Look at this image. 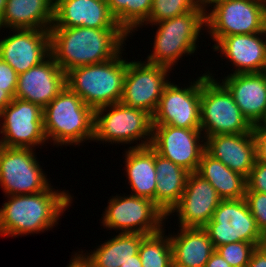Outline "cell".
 I'll return each mask as SVG.
<instances>
[{
	"mask_svg": "<svg viewBox=\"0 0 266 267\" xmlns=\"http://www.w3.org/2000/svg\"><path fill=\"white\" fill-rule=\"evenodd\" d=\"M49 35L50 55L65 73L117 57L123 53L124 40L129 37L123 29L87 27H51Z\"/></svg>",
	"mask_w": 266,
	"mask_h": 267,
	"instance_id": "1",
	"label": "cell"
},
{
	"mask_svg": "<svg viewBox=\"0 0 266 267\" xmlns=\"http://www.w3.org/2000/svg\"><path fill=\"white\" fill-rule=\"evenodd\" d=\"M0 208V235L40 233L58 224L59 217L72 203V197L50 186L35 194L10 195Z\"/></svg>",
	"mask_w": 266,
	"mask_h": 267,
	"instance_id": "2",
	"label": "cell"
},
{
	"mask_svg": "<svg viewBox=\"0 0 266 267\" xmlns=\"http://www.w3.org/2000/svg\"><path fill=\"white\" fill-rule=\"evenodd\" d=\"M94 122L95 110L67 86L43 109L46 140L58 146L93 141Z\"/></svg>",
	"mask_w": 266,
	"mask_h": 267,
	"instance_id": "3",
	"label": "cell"
},
{
	"mask_svg": "<svg viewBox=\"0 0 266 267\" xmlns=\"http://www.w3.org/2000/svg\"><path fill=\"white\" fill-rule=\"evenodd\" d=\"M121 54L102 63L70 69L66 72V86L94 110L119 103L128 65Z\"/></svg>",
	"mask_w": 266,
	"mask_h": 267,
	"instance_id": "4",
	"label": "cell"
},
{
	"mask_svg": "<svg viewBox=\"0 0 266 267\" xmlns=\"http://www.w3.org/2000/svg\"><path fill=\"white\" fill-rule=\"evenodd\" d=\"M228 89L210 72L201 76L200 130L204 137L252 132Z\"/></svg>",
	"mask_w": 266,
	"mask_h": 267,
	"instance_id": "5",
	"label": "cell"
},
{
	"mask_svg": "<svg viewBox=\"0 0 266 267\" xmlns=\"http://www.w3.org/2000/svg\"><path fill=\"white\" fill-rule=\"evenodd\" d=\"M205 11L202 8L170 19L162 20L154 38L153 53L148 55V63L162 65L172 70L177 60L190 55L197 49L200 30L205 27ZM187 53V54H186Z\"/></svg>",
	"mask_w": 266,
	"mask_h": 267,
	"instance_id": "6",
	"label": "cell"
},
{
	"mask_svg": "<svg viewBox=\"0 0 266 267\" xmlns=\"http://www.w3.org/2000/svg\"><path fill=\"white\" fill-rule=\"evenodd\" d=\"M152 131V115L142 109L121 102L95 109L94 141L129 144L144 138L132 148L146 147L151 145Z\"/></svg>",
	"mask_w": 266,
	"mask_h": 267,
	"instance_id": "7",
	"label": "cell"
},
{
	"mask_svg": "<svg viewBox=\"0 0 266 267\" xmlns=\"http://www.w3.org/2000/svg\"><path fill=\"white\" fill-rule=\"evenodd\" d=\"M205 13L210 37L266 32V0H221Z\"/></svg>",
	"mask_w": 266,
	"mask_h": 267,
	"instance_id": "8",
	"label": "cell"
},
{
	"mask_svg": "<svg viewBox=\"0 0 266 267\" xmlns=\"http://www.w3.org/2000/svg\"><path fill=\"white\" fill-rule=\"evenodd\" d=\"M102 217L106 228L121 230L120 233L151 235L160 232L162 222L168 217L154 201L134 195L115 196L109 200Z\"/></svg>",
	"mask_w": 266,
	"mask_h": 267,
	"instance_id": "9",
	"label": "cell"
},
{
	"mask_svg": "<svg viewBox=\"0 0 266 267\" xmlns=\"http://www.w3.org/2000/svg\"><path fill=\"white\" fill-rule=\"evenodd\" d=\"M214 248L239 241L263 244L259 230L245 198L221 200L212 219L203 227Z\"/></svg>",
	"mask_w": 266,
	"mask_h": 267,
	"instance_id": "10",
	"label": "cell"
},
{
	"mask_svg": "<svg viewBox=\"0 0 266 267\" xmlns=\"http://www.w3.org/2000/svg\"><path fill=\"white\" fill-rule=\"evenodd\" d=\"M33 150L4 146L0 151V186L5 196L35 194L51 186Z\"/></svg>",
	"mask_w": 266,
	"mask_h": 267,
	"instance_id": "11",
	"label": "cell"
},
{
	"mask_svg": "<svg viewBox=\"0 0 266 267\" xmlns=\"http://www.w3.org/2000/svg\"><path fill=\"white\" fill-rule=\"evenodd\" d=\"M170 68L140 61L128 62L120 102L153 115L157 109ZM169 81V82H168Z\"/></svg>",
	"mask_w": 266,
	"mask_h": 267,
	"instance_id": "12",
	"label": "cell"
},
{
	"mask_svg": "<svg viewBox=\"0 0 266 267\" xmlns=\"http://www.w3.org/2000/svg\"><path fill=\"white\" fill-rule=\"evenodd\" d=\"M0 119H3L0 133L5 147L34 149L46 141L43 109L37 104L14 97L0 112Z\"/></svg>",
	"mask_w": 266,
	"mask_h": 267,
	"instance_id": "13",
	"label": "cell"
},
{
	"mask_svg": "<svg viewBox=\"0 0 266 267\" xmlns=\"http://www.w3.org/2000/svg\"><path fill=\"white\" fill-rule=\"evenodd\" d=\"M190 83L180 88L170 81L152 115L153 125L200 129L201 76Z\"/></svg>",
	"mask_w": 266,
	"mask_h": 267,
	"instance_id": "14",
	"label": "cell"
},
{
	"mask_svg": "<svg viewBox=\"0 0 266 267\" xmlns=\"http://www.w3.org/2000/svg\"><path fill=\"white\" fill-rule=\"evenodd\" d=\"M201 135L204 134L200 129L153 125L150 146L162 157L193 173L205 152V137ZM201 138L204 139L200 141Z\"/></svg>",
	"mask_w": 266,
	"mask_h": 267,
	"instance_id": "15",
	"label": "cell"
},
{
	"mask_svg": "<svg viewBox=\"0 0 266 267\" xmlns=\"http://www.w3.org/2000/svg\"><path fill=\"white\" fill-rule=\"evenodd\" d=\"M0 41V58L20 75L50 55L49 30L13 29ZM17 32V33H16Z\"/></svg>",
	"mask_w": 266,
	"mask_h": 267,
	"instance_id": "16",
	"label": "cell"
},
{
	"mask_svg": "<svg viewBox=\"0 0 266 267\" xmlns=\"http://www.w3.org/2000/svg\"><path fill=\"white\" fill-rule=\"evenodd\" d=\"M221 200L210 182L193 172L188 176L180 201L167 216L177 212L179 227L203 228L212 219Z\"/></svg>",
	"mask_w": 266,
	"mask_h": 267,
	"instance_id": "17",
	"label": "cell"
},
{
	"mask_svg": "<svg viewBox=\"0 0 266 267\" xmlns=\"http://www.w3.org/2000/svg\"><path fill=\"white\" fill-rule=\"evenodd\" d=\"M66 86V73L49 55L40 64L18 75L15 98L44 109Z\"/></svg>",
	"mask_w": 266,
	"mask_h": 267,
	"instance_id": "18",
	"label": "cell"
},
{
	"mask_svg": "<svg viewBox=\"0 0 266 267\" xmlns=\"http://www.w3.org/2000/svg\"><path fill=\"white\" fill-rule=\"evenodd\" d=\"M51 27L122 29L111 14L106 0H54Z\"/></svg>",
	"mask_w": 266,
	"mask_h": 267,
	"instance_id": "19",
	"label": "cell"
},
{
	"mask_svg": "<svg viewBox=\"0 0 266 267\" xmlns=\"http://www.w3.org/2000/svg\"><path fill=\"white\" fill-rule=\"evenodd\" d=\"M266 32L237 34L222 37L213 45L214 51L225 56L238 73H260L266 71Z\"/></svg>",
	"mask_w": 266,
	"mask_h": 267,
	"instance_id": "20",
	"label": "cell"
},
{
	"mask_svg": "<svg viewBox=\"0 0 266 267\" xmlns=\"http://www.w3.org/2000/svg\"><path fill=\"white\" fill-rule=\"evenodd\" d=\"M205 151L246 178L256 162V144L252 132L206 137Z\"/></svg>",
	"mask_w": 266,
	"mask_h": 267,
	"instance_id": "21",
	"label": "cell"
},
{
	"mask_svg": "<svg viewBox=\"0 0 266 267\" xmlns=\"http://www.w3.org/2000/svg\"><path fill=\"white\" fill-rule=\"evenodd\" d=\"M222 84L248 122L258 125L266 113V71L230 74L222 79Z\"/></svg>",
	"mask_w": 266,
	"mask_h": 267,
	"instance_id": "22",
	"label": "cell"
},
{
	"mask_svg": "<svg viewBox=\"0 0 266 267\" xmlns=\"http://www.w3.org/2000/svg\"><path fill=\"white\" fill-rule=\"evenodd\" d=\"M53 18L54 0H7L0 29L50 30Z\"/></svg>",
	"mask_w": 266,
	"mask_h": 267,
	"instance_id": "23",
	"label": "cell"
},
{
	"mask_svg": "<svg viewBox=\"0 0 266 267\" xmlns=\"http://www.w3.org/2000/svg\"><path fill=\"white\" fill-rule=\"evenodd\" d=\"M179 232L170 236L173 266L205 267L215 251L207 232L200 227H180Z\"/></svg>",
	"mask_w": 266,
	"mask_h": 267,
	"instance_id": "24",
	"label": "cell"
},
{
	"mask_svg": "<svg viewBox=\"0 0 266 267\" xmlns=\"http://www.w3.org/2000/svg\"><path fill=\"white\" fill-rule=\"evenodd\" d=\"M124 159L131 195L150 199L156 205L155 150L151 146L129 147Z\"/></svg>",
	"mask_w": 266,
	"mask_h": 267,
	"instance_id": "25",
	"label": "cell"
},
{
	"mask_svg": "<svg viewBox=\"0 0 266 267\" xmlns=\"http://www.w3.org/2000/svg\"><path fill=\"white\" fill-rule=\"evenodd\" d=\"M156 206L166 215L178 204L190 172L155 151Z\"/></svg>",
	"mask_w": 266,
	"mask_h": 267,
	"instance_id": "26",
	"label": "cell"
},
{
	"mask_svg": "<svg viewBox=\"0 0 266 267\" xmlns=\"http://www.w3.org/2000/svg\"><path fill=\"white\" fill-rule=\"evenodd\" d=\"M139 233H119L90 253L78 254L89 267H121L134 259L142 239Z\"/></svg>",
	"mask_w": 266,
	"mask_h": 267,
	"instance_id": "27",
	"label": "cell"
},
{
	"mask_svg": "<svg viewBox=\"0 0 266 267\" xmlns=\"http://www.w3.org/2000/svg\"><path fill=\"white\" fill-rule=\"evenodd\" d=\"M196 173L210 182L222 200L245 198L246 177L232 171L206 151L202 155Z\"/></svg>",
	"mask_w": 266,
	"mask_h": 267,
	"instance_id": "28",
	"label": "cell"
},
{
	"mask_svg": "<svg viewBox=\"0 0 266 267\" xmlns=\"http://www.w3.org/2000/svg\"><path fill=\"white\" fill-rule=\"evenodd\" d=\"M117 24L128 34L148 20L153 0H106Z\"/></svg>",
	"mask_w": 266,
	"mask_h": 267,
	"instance_id": "29",
	"label": "cell"
},
{
	"mask_svg": "<svg viewBox=\"0 0 266 267\" xmlns=\"http://www.w3.org/2000/svg\"><path fill=\"white\" fill-rule=\"evenodd\" d=\"M163 230L155 234L146 235L142 239L138 249L142 267L173 266L170 235L167 237Z\"/></svg>",
	"mask_w": 266,
	"mask_h": 267,
	"instance_id": "30",
	"label": "cell"
},
{
	"mask_svg": "<svg viewBox=\"0 0 266 267\" xmlns=\"http://www.w3.org/2000/svg\"><path fill=\"white\" fill-rule=\"evenodd\" d=\"M197 0H153L152 8L145 22L153 25L162 20L186 14L190 11L199 9Z\"/></svg>",
	"mask_w": 266,
	"mask_h": 267,
	"instance_id": "31",
	"label": "cell"
},
{
	"mask_svg": "<svg viewBox=\"0 0 266 267\" xmlns=\"http://www.w3.org/2000/svg\"><path fill=\"white\" fill-rule=\"evenodd\" d=\"M262 244H252L239 241L228 243L215 248V250L232 266L246 267L256 247Z\"/></svg>",
	"mask_w": 266,
	"mask_h": 267,
	"instance_id": "32",
	"label": "cell"
},
{
	"mask_svg": "<svg viewBox=\"0 0 266 267\" xmlns=\"http://www.w3.org/2000/svg\"><path fill=\"white\" fill-rule=\"evenodd\" d=\"M245 200L263 235L266 234V193L246 191Z\"/></svg>",
	"mask_w": 266,
	"mask_h": 267,
	"instance_id": "33",
	"label": "cell"
},
{
	"mask_svg": "<svg viewBox=\"0 0 266 267\" xmlns=\"http://www.w3.org/2000/svg\"><path fill=\"white\" fill-rule=\"evenodd\" d=\"M246 191L266 193V164L256 161L246 178Z\"/></svg>",
	"mask_w": 266,
	"mask_h": 267,
	"instance_id": "34",
	"label": "cell"
},
{
	"mask_svg": "<svg viewBox=\"0 0 266 267\" xmlns=\"http://www.w3.org/2000/svg\"><path fill=\"white\" fill-rule=\"evenodd\" d=\"M18 74L0 58V87L7 91L13 98L16 93Z\"/></svg>",
	"mask_w": 266,
	"mask_h": 267,
	"instance_id": "35",
	"label": "cell"
},
{
	"mask_svg": "<svg viewBox=\"0 0 266 267\" xmlns=\"http://www.w3.org/2000/svg\"><path fill=\"white\" fill-rule=\"evenodd\" d=\"M252 134L256 144V161L266 164V129L255 125Z\"/></svg>",
	"mask_w": 266,
	"mask_h": 267,
	"instance_id": "36",
	"label": "cell"
},
{
	"mask_svg": "<svg viewBox=\"0 0 266 267\" xmlns=\"http://www.w3.org/2000/svg\"><path fill=\"white\" fill-rule=\"evenodd\" d=\"M246 267H266V246L256 247Z\"/></svg>",
	"mask_w": 266,
	"mask_h": 267,
	"instance_id": "37",
	"label": "cell"
},
{
	"mask_svg": "<svg viewBox=\"0 0 266 267\" xmlns=\"http://www.w3.org/2000/svg\"><path fill=\"white\" fill-rule=\"evenodd\" d=\"M205 267H232L216 250L211 254Z\"/></svg>",
	"mask_w": 266,
	"mask_h": 267,
	"instance_id": "38",
	"label": "cell"
},
{
	"mask_svg": "<svg viewBox=\"0 0 266 267\" xmlns=\"http://www.w3.org/2000/svg\"><path fill=\"white\" fill-rule=\"evenodd\" d=\"M13 100V97L2 87H0V112L5 109Z\"/></svg>",
	"mask_w": 266,
	"mask_h": 267,
	"instance_id": "39",
	"label": "cell"
},
{
	"mask_svg": "<svg viewBox=\"0 0 266 267\" xmlns=\"http://www.w3.org/2000/svg\"><path fill=\"white\" fill-rule=\"evenodd\" d=\"M72 260H70L71 262L69 263V265H67V267H89L82 259L81 257L78 255V253H75V255H73V257L71 258Z\"/></svg>",
	"mask_w": 266,
	"mask_h": 267,
	"instance_id": "40",
	"label": "cell"
},
{
	"mask_svg": "<svg viewBox=\"0 0 266 267\" xmlns=\"http://www.w3.org/2000/svg\"><path fill=\"white\" fill-rule=\"evenodd\" d=\"M121 267H142L141 259L139 254L134 255V259L129 260L125 264H122Z\"/></svg>",
	"mask_w": 266,
	"mask_h": 267,
	"instance_id": "41",
	"label": "cell"
},
{
	"mask_svg": "<svg viewBox=\"0 0 266 267\" xmlns=\"http://www.w3.org/2000/svg\"><path fill=\"white\" fill-rule=\"evenodd\" d=\"M221 0H197L200 8H202L205 12L207 10V5L210 6V4L213 6L215 3L219 2Z\"/></svg>",
	"mask_w": 266,
	"mask_h": 267,
	"instance_id": "42",
	"label": "cell"
},
{
	"mask_svg": "<svg viewBox=\"0 0 266 267\" xmlns=\"http://www.w3.org/2000/svg\"><path fill=\"white\" fill-rule=\"evenodd\" d=\"M6 2L7 0H0V23H1L4 11H5Z\"/></svg>",
	"mask_w": 266,
	"mask_h": 267,
	"instance_id": "43",
	"label": "cell"
},
{
	"mask_svg": "<svg viewBox=\"0 0 266 267\" xmlns=\"http://www.w3.org/2000/svg\"><path fill=\"white\" fill-rule=\"evenodd\" d=\"M259 127L266 129V113L263 117V119L260 121V123L258 124Z\"/></svg>",
	"mask_w": 266,
	"mask_h": 267,
	"instance_id": "44",
	"label": "cell"
},
{
	"mask_svg": "<svg viewBox=\"0 0 266 267\" xmlns=\"http://www.w3.org/2000/svg\"><path fill=\"white\" fill-rule=\"evenodd\" d=\"M4 145H3V141L2 139L0 140V151L3 149Z\"/></svg>",
	"mask_w": 266,
	"mask_h": 267,
	"instance_id": "45",
	"label": "cell"
},
{
	"mask_svg": "<svg viewBox=\"0 0 266 267\" xmlns=\"http://www.w3.org/2000/svg\"><path fill=\"white\" fill-rule=\"evenodd\" d=\"M263 243H266V234L264 235Z\"/></svg>",
	"mask_w": 266,
	"mask_h": 267,
	"instance_id": "46",
	"label": "cell"
}]
</instances>
